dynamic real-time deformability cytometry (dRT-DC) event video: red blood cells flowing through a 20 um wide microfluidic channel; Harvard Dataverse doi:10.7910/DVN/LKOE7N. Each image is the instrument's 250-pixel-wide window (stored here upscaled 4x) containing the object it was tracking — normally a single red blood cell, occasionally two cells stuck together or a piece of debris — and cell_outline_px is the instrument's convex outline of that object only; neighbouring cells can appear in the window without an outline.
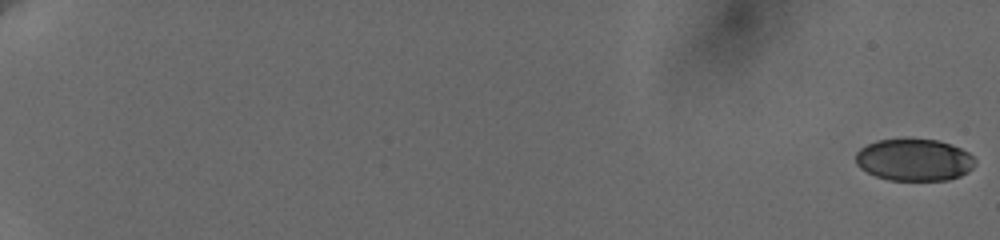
{"species": "human", "species_latin": "Homo sapiens", "temperature_condition": "cold", "stored_images_in_passage": 73, "camera_frame_rate_fps": 3000, "um_per_image_px": 0.085, "donor": {"sex": "female"}, "frame": {"image": 1, "passage_image": 1, "time_ms": 0.0, "image_size_px": [1000, 240], "cell_outline_px": [[976, 164], [968, 172], [960, 176], [948, 180], [888, 180], [876, 176], [860, 168], [856, 164], [856, 152], [860, 148], [876, 140], [904, 136], [936, 140], [952, 144], [968, 152], [976, 160]], "centroid_in_image_um": [77.7, 13.55], "position_along_channel_um": 7.3, "area_um2": 30.0}}
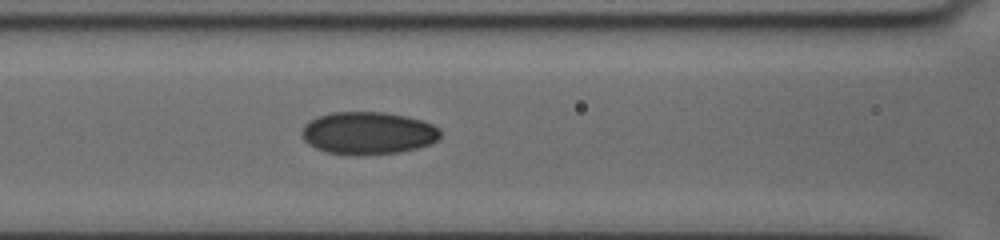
{"frame": {"image": 2, "passage_image": 40, "time_ms": 10.0, "image_size_px": [1000, 240], "cell_outline_px": [[440, 136], [432, 144], [400, 152], [360, 156], [324, 152], [308, 144], [304, 140], [300, 132], [304, 124], [308, 120], [316, 116], [332, 112], [384, 112], [408, 116], [432, 124], [440, 128]], "centroid_in_image_um": [31.25, 11.31], "position_along_channel_um": 135.3, "area_um2": 34.85}}
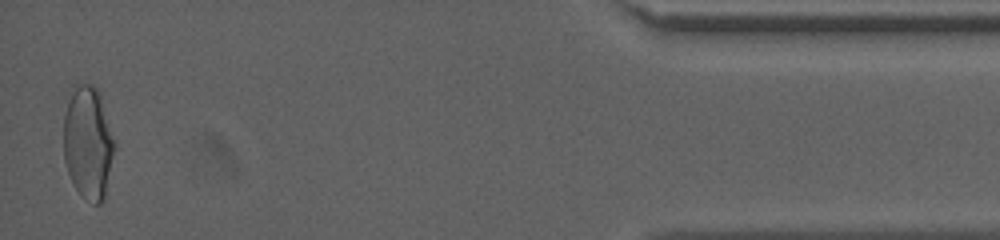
{"frame": {"image": 3, "passage_image": 73, "time_ms": 19.667, "image_size_px": [1000, 240], "cell_outline_px": [[116, 144], [104, 200], [100, 204], [96, 204], [80, 196], [68, 172], [64, 160], [64, 116], [68, 104], [76, 88], [80, 84], [92, 84], [100, 92]], "centroid_in_image_um": [7.52, 12.17], "position_along_channel_um": 427.7, "area_um2": 33.29}, "authors_computed_cell_mechanics": {"area_um2": 32.079, "velocity_mm_per_s": 3.6609, "shape_relaxation_time_tau1_ms": 8.4345, "shape_relaxation_time_tau2_ms": 1.802, "deformation_change_tau1": 0.1511, "deformation_change_tau2": 0.0463}}